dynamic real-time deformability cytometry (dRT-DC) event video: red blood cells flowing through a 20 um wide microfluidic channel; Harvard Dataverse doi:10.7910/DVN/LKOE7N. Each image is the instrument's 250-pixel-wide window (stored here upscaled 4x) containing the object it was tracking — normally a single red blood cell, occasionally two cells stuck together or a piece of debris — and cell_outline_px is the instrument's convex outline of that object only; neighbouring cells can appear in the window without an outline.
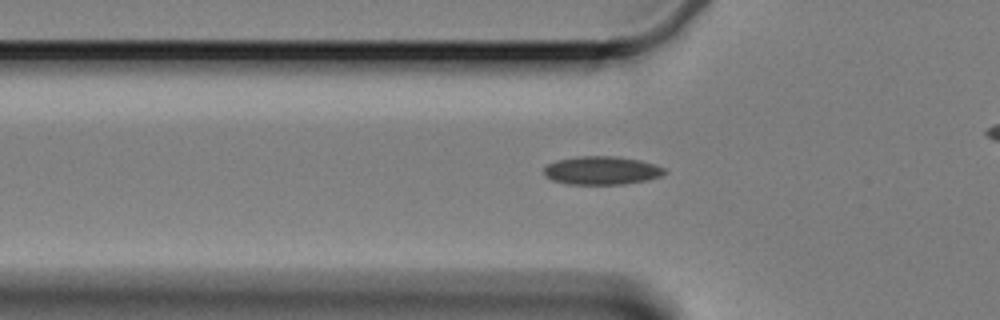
{"species": "Egyptian fruit bat (a non-hibernating species)", "species_latin": "Rousettus aegyptiacus", "temperature_condition": "cold", "stored_images_in_passage": 39, "camera_frame_rate_fps": 3000, "um_per_image_px": 0.085, "animal": {"sex": "female"}, "frame": {"image": 1, "passage_image": 2, "time_ms": 0.333, "image_size_px": [1000, 320], "cell_outline_px": [[668, 172], [660, 176], [648, 180], [624, 184], [568, 184], [552, 180], [544, 176], [544, 168], [548, 164], [556, 160], [580, 156], [612, 156], [640, 160], [664, 168]], "centroid_in_image_um": [51.13, 14.49], "position_along_channel_um": 74.7, "area_um2": 19.88}}
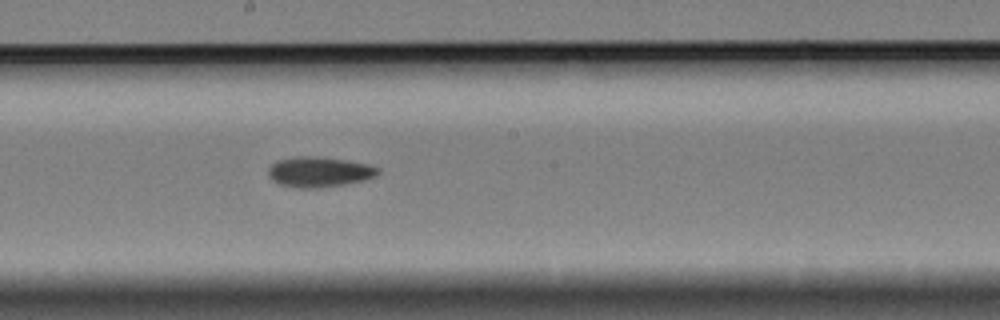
{"frame": {"image": 2, "passage_image": 15, "time_ms": 4.667, "image_size_px": [1000, 320], "cell_outline_px": [[380, 172], [376, 176], [364, 180], [344, 184], [320, 188], [296, 188], [280, 184], [272, 180], [268, 176], [268, 168], [276, 160], [296, 156], [316, 156], [344, 160], [368, 164], [380, 168]], "centroid_in_image_um": [27.11, 14.61], "position_along_channel_um": 221.1, "area_um2": 19.48}}
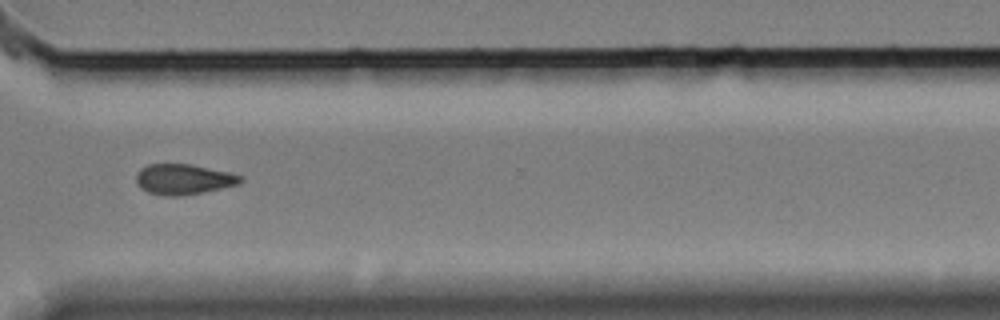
{"frame": {"image": 3, "passage_image": 27, "time_ms": 8.667, "image_size_px": [1000, 320], "cell_outline_px": [[244, 180], [240, 184], [204, 192], [180, 196], [164, 196], [148, 192], [140, 188], [136, 184], [136, 172], [140, 168], [148, 164], [192, 164], [228, 172], [244, 176]], "centroid_in_image_um": [15.6, 15.24], "position_along_channel_um": 355.0, "area_um2": 18.79}}